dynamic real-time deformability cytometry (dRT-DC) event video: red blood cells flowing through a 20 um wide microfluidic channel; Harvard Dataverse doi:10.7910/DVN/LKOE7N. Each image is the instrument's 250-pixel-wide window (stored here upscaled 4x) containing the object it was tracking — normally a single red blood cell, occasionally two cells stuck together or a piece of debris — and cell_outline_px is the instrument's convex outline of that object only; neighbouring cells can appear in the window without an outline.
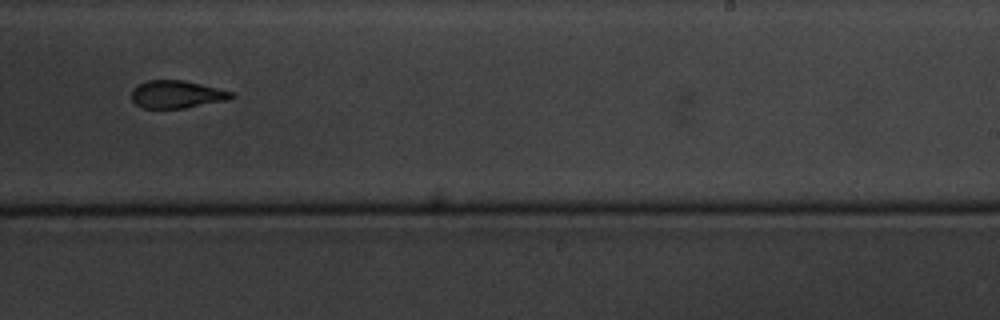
{"species": "common noctule bat (a hibernating species)", "species_latin": "Nyctalus noctula", "temperature_condition": "cold", "stored_images_in_passage": 16, "camera_frame_rate_fps": 3000, "um_per_image_px": 0.085, "animal": {"sex": "male", "body_mass_g": 20.1, "forearm_length_mm": 53.5}, "frame": {"image": 1, "passage_image": 10, "time_ms": 11.333, "image_size_px": [1000, 320], "cell_outline_px": [[236, 96], [228, 100], [184, 108], [144, 108], [136, 104], [132, 100], [132, 88], [136, 84], [148, 80], [184, 80], [236, 92]], "centroid_in_image_um": [15.05, 8.01], "position_along_channel_um": 273.9, "area_um2": 16.3}}
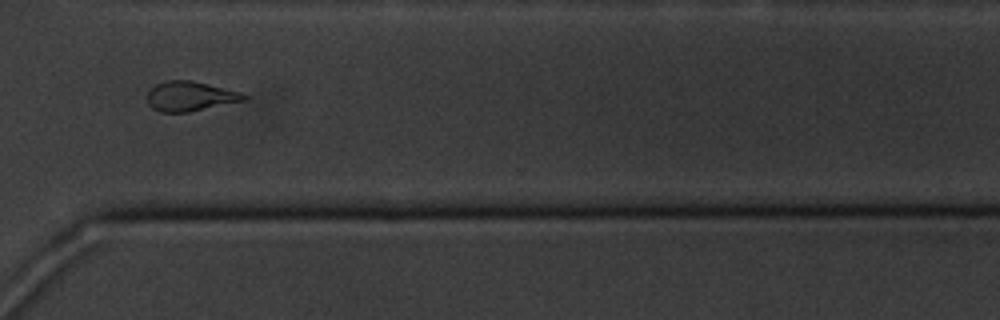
{"frame": {"image": 2, "passage_image": 12, "time_ms": 13.667, "image_size_px": [1000, 320], "cell_outline_px": [[248, 100], [188, 112], [160, 112], [152, 108], [148, 104], [148, 92], [156, 84], [168, 80], [192, 80], [240, 92], [248, 96]], "centroid_in_image_um": [16.18, 8.19], "position_along_channel_um": 354.4, "area_um2": 16.7}}